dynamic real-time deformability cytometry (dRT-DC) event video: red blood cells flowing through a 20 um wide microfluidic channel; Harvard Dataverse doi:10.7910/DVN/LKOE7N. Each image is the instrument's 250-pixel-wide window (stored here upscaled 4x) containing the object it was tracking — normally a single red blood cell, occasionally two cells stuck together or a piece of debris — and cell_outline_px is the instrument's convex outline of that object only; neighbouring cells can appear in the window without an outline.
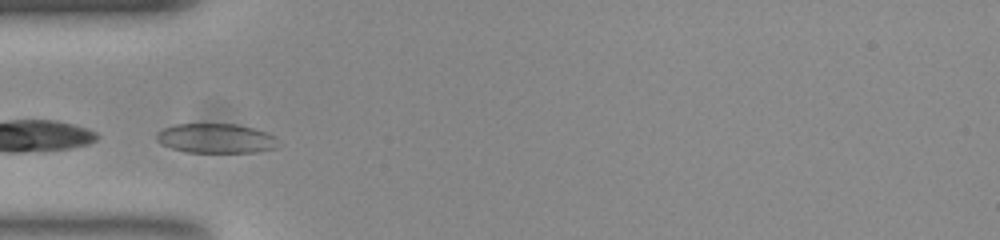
{"species": "common noctule bat (a hibernating species)", "species_latin": "Nyctalus noctula", "temperature_condition": "room temperature", "stored_images_in_passage": 7, "camera_frame_rate_fps": 3000, "um_per_image_px": 0.085, "animal": {"sex": "female", "body_mass_g": 23.0, "forearm_length_mm": 53.4}, "frame": {"image": 1, "passage_image": 1, "time_ms": 0.0, "image_size_px": [1000, 240], "cell_outline_px": [[276, 148], [256, 152], [188, 152], [172, 148], [160, 144], [156, 140], [156, 132], [164, 128], [176, 124], [236, 124], [268, 132], [276, 136]], "centroid_in_image_um": [18.33, 11.76], "position_along_channel_um": 66.7, "area_um2": 20.92}}
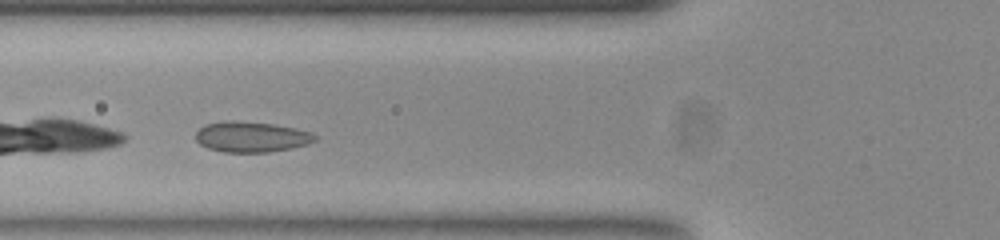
{"frame": {"image": 2, "passage_image": 4, "time_ms": 1.0, "image_size_px": [1000, 240], "cell_outline_px": [[316, 140], [308, 144], [292, 148], [268, 152], [224, 152], [208, 148], [200, 144], [196, 140], [196, 132], [204, 124], [224, 120], [272, 124], [296, 128], [312, 132], [316, 136]], "centroid_in_image_um": [21.36, 11.63], "position_along_channel_um": 104.4, "area_um2": 21.21}}